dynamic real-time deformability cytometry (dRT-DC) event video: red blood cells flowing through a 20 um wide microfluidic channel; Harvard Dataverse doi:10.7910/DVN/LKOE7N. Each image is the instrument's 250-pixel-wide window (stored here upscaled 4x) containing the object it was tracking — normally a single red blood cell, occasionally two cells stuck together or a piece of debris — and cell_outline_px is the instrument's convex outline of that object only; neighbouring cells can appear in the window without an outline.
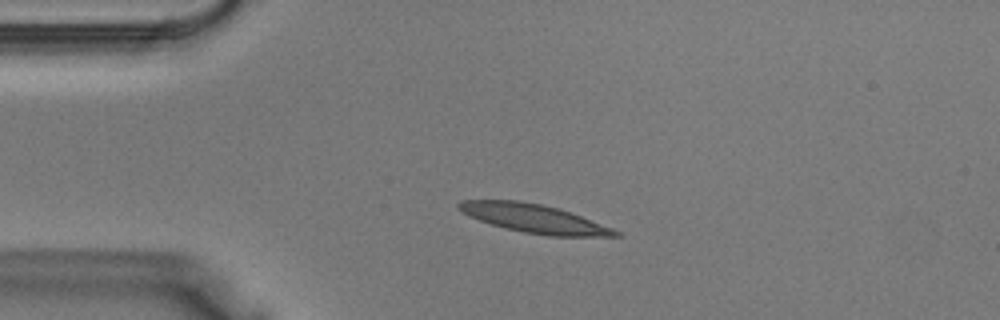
{"species": "Egyptian fruit bat (a non-hibernating species)", "species_latin": "Rousettus aegyptiacus", "temperature_condition": "warm", "stored_images_in_passage": 31, "camera_frame_rate_fps": 3000, "um_per_image_px": 0.085, "animal": {"sex": "male"}, "frame": {"image": 1, "passage_image": 1, "time_ms": 0.0, "image_size_px": [1000, 320], "cell_outline_px": [[620, 236], [548, 236], [524, 232], [504, 228], [468, 216], [460, 212], [456, 208], [456, 204], [460, 200], [516, 200], [540, 204], [560, 208], [612, 228], [620, 232]], "centroid_in_image_um": [45.34, 18.56], "position_along_channel_um": 39.7, "area_um2": 26.01}}
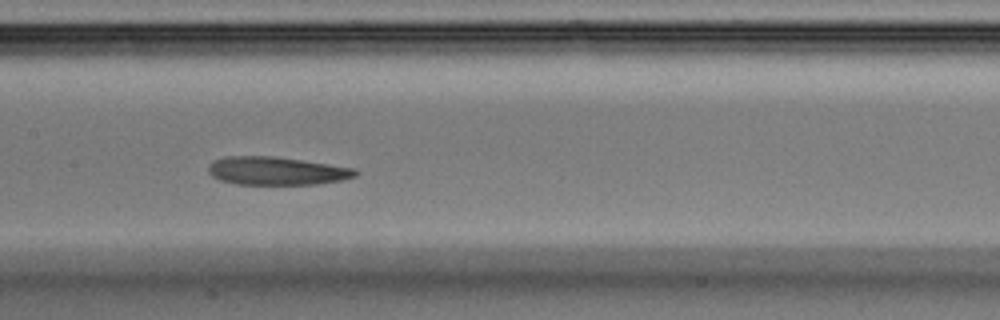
{"frame": {"image": 2, "passage_image": 11, "time_ms": 3.333, "image_size_px": [1000, 320], "cell_outline_px": [[360, 172], [356, 176], [344, 180], [316, 184], [236, 184], [220, 180], [212, 176], [208, 172], [208, 164], [212, 160], [224, 156], [276, 156], [356, 168]], "centroid_in_image_um": [23.51, 14.52], "position_along_channel_um": 183.9, "area_um2": 24.45}}
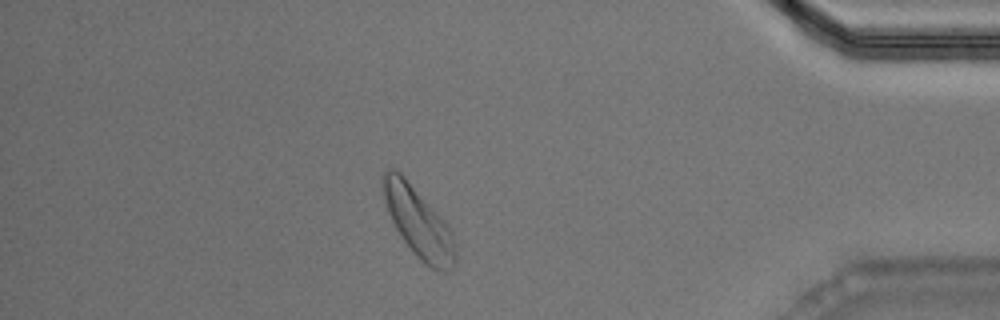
{"frame": {"image": 3, "passage_image": 26, "time_ms": 8.333, "image_size_px": [1000, 320], "cell_outline_px": [[456, 260], [452, 268], [444, 272], [436, 272], [416, 256], [412, 252], [396, 228], [392, 220], [380, 184], [380, 176], [384, 168], [396, 168], [404, 176], [444, 220], [452, 232], [456, 252]], "centroid_in_image_um": [35.55, 18.88], "position_along_channel_um": 399.7, "area_um2": 29.42}}